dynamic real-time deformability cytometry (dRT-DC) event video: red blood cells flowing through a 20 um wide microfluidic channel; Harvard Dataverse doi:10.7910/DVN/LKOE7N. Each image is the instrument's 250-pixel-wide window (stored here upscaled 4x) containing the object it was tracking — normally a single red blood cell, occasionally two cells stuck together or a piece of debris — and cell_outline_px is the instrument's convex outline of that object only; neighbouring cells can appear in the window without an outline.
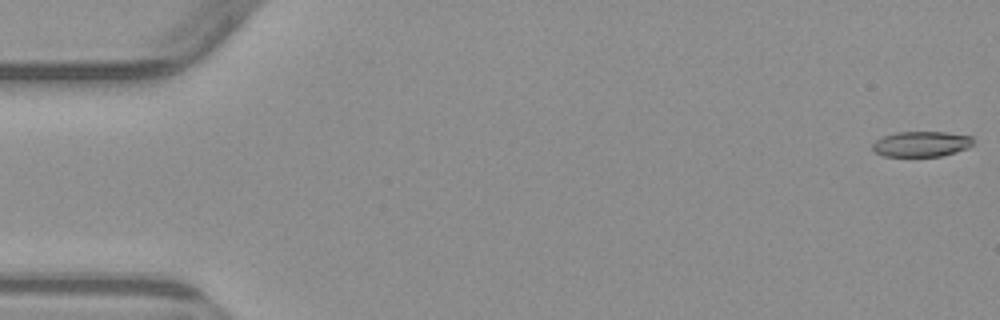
{"species": "common noctule bat (a hibernating species)", "species_latin": "Nyctalus noctula", "temperature_condition": "warm", "stored_images_in_passage": 5, "camera_frame_rate_fps": 3000, "um_per_image_px": 0.085, "animal": {"sex": "male", "body_mass_g": 23.1, "forearm_length_mm": 52.7}, "frame": {"image": 1, "passage_image": 1, "time_ms": 0.0, "image_size_px": [1000, 320], "cell_outline_px": [[976, 140], [968, 148], [956, 152], [940, 156], [884, 156], [876, 152], [872, 148], [872, 144], [876, 140], [884, 136], [896, 132], [948, 132], [972, 136]], "centroid_in_image_um": [78.36, 12.23], "position_along_channel_um": 6.6, "area_um2": 14.97}}
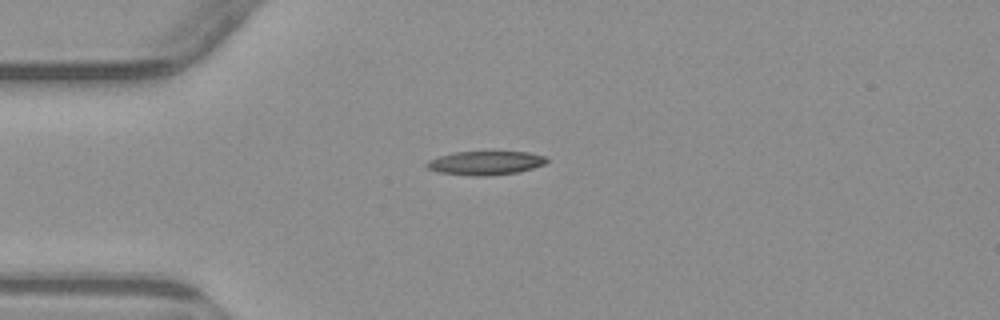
{"frame": {"image": 2, "passage_image": 4, "time_ms": 4.333, "image_size_px": [1000, 320], "cell_outline_px": [[548, 160], [544, 164], [532, 168], [516, 172], [484, 176], [472, 176], [440, 172], [428, 168], [424, 164], [428, 160], [452, 152], [528, 152], [544, 156]], "centroid_in_image_um": [41.23, 13.85], "position_along_channel_um": 43.8, "area_um2": 16.42}}
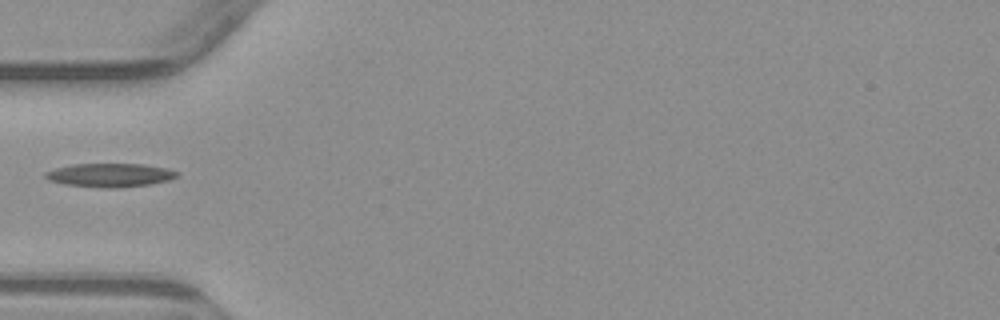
{"frame": {"image": 3, "passage_image": 5, "time_ms": 5.667, "image_size_px": [1000, 320], "cell_outline_px": [[176, 176], [168, 180], [152, 184], [120, 188], [104, 188], [64, 184], [48, 180], [44, 176], [44, 172], [56, 168], [72, 164], [144, 164], [168, 168], [176, 172]], "centroid_in_image_um": [9.32, 14.89], "position_along_channel_um": 75.7, "area_um2": 18.15}}